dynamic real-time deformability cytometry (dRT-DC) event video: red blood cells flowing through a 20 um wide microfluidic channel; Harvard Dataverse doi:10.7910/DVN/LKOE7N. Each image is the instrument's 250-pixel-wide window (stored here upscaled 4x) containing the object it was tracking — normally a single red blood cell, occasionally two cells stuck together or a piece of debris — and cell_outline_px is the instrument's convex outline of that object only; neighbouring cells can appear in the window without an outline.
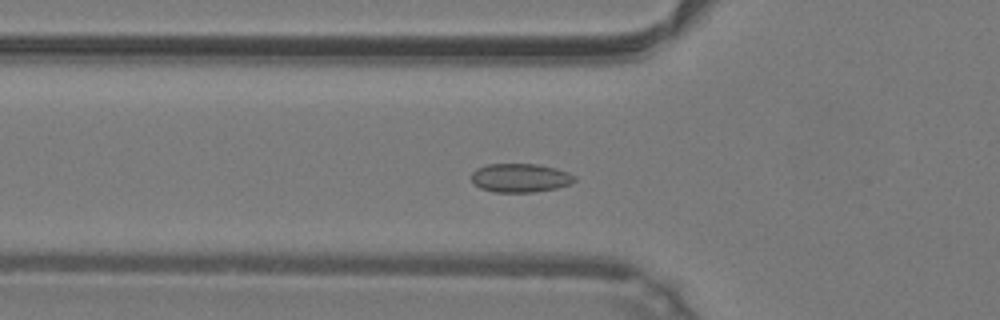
{"species": "common noctule bat (a hibernating species)", "species_latin": "Nyctalus noctula", "temperature_condition": "warm", "stored_images_in_passage": 44, "camera_frame_rate_fps": 3000, "um_per_image_px": 0.085, "animal": {"sex": "male", "body_mass_g": 19.2, "forearm_length_mm": 51.8}, "frame": {"image": 1, "passage_image": 12, "time_ms": 3.667, "image_size_px": [1000, 320], "cell_outline_px": [[576, 180], [572, 184], [556, 188], [532, 192], [496, 192], [480, 188], [472, 180], [472, 172], [476, 168], [488, 164], [540, 164], [556, 168], [568, 172], [576, 176]], "centroid_in_image_um": [44.26, 15.11], "position_along_channel_um": 81.5, "area_um2": 17.34}}
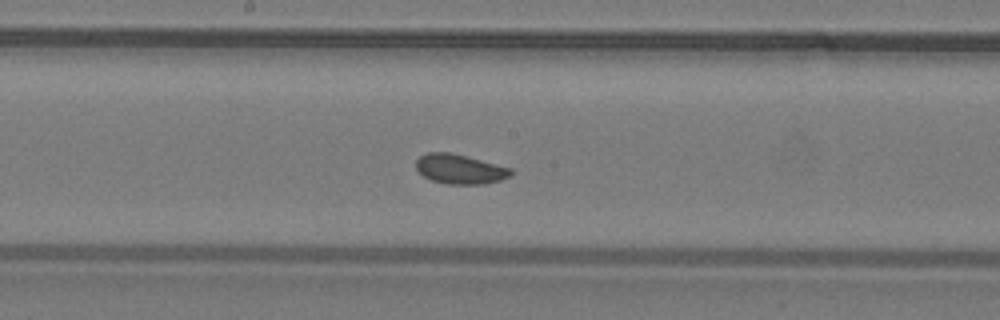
{"frame": {"image": 2, "passage_image": 21, "time_ms": 6.667, "image_size_px": [1000, 320], "cell_outline_px": [[512, 176], [500, 180], [484, 184], [444, 184], [432, 180], [424, 176], [416, 168], [416, 160], [420, 156], [428, 152], [452, 152], [512, 168]], "centroid_in_image_um": [39.1, 14.37], "position_along_channel_um": 209.1, "area_um2": 16.47}}
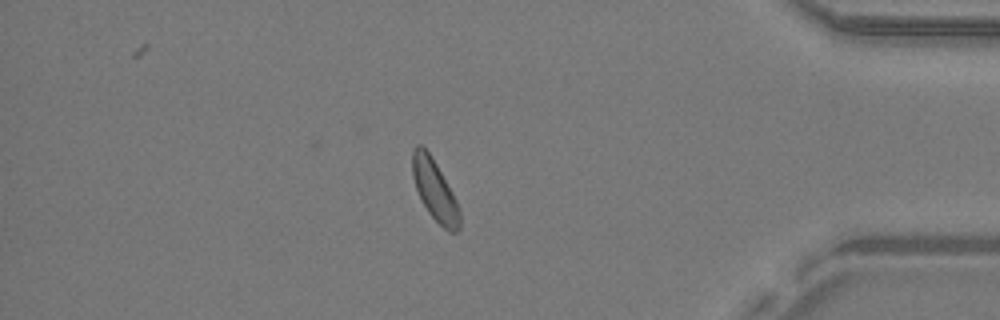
{"frame": {"image": 3, "passage_image": 37, "time_ms": 12.0, "image_size_px": [1000, 320], "cell_outline_px": [[460, 228], [456, 232], [448, 232], [428, 212], [416, 188], [412, 176], [412, 152], [416, 144], [420, 144], [428, 152], [436, 164], [452, 192], [456, 200], [460, 212]], "centroid_in_image_um": [36.95, 16.17], "position_along_channel_um": 398.2, "area_um2": 16.42}, "authors_computed_cell_mechanics": {"area_um2": 16.6753, "velocity_mm_per_s": 4.2257, "shape_relaxation_time_tau1_ms": 2.3546, "shape_relaxation_time_tau2_ms": null, "deformation_change_tau1": 0.032, "deformation_change_tau2": null}}